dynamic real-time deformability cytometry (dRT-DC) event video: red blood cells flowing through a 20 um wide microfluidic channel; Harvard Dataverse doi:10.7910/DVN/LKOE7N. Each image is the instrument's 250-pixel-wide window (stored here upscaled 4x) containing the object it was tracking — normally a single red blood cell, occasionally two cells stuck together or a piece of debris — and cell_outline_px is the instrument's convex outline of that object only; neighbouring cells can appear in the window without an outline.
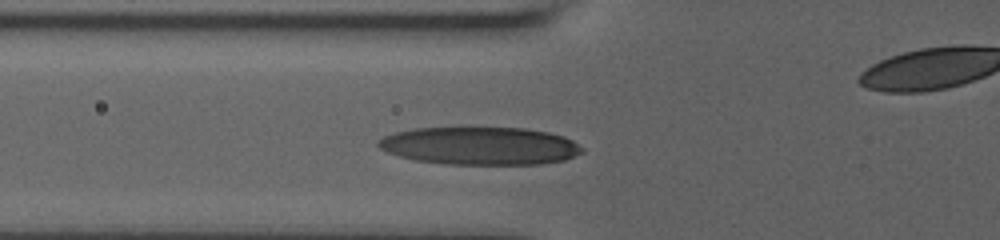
{"species": "human", "species_latin": "Homo sapiens", "temperature_condition": "room temperature", "stored_images_in_passage": 6, "segment_of_instrument_passage": [1, 2], "camera_frame_rate_fps": 3000, "um_per_image_px": 0.085, "donor": {"sex": "male"}, "frame": {"image": 1, "passage_image": 5, "time_ms": 2.667, "image_size_px": [1000, 240], "cell_outline_px": [[584, 152], [564, 160], [540, 164], [444, 164], [416, 160], [400, 156], [388, 152], [380, 148], [376, 144], [376, 140], [384, 136], [396, 132], [416, 128], [524, 128], [548, 132], [564, 136], [572, 140], [584, 148]], "centroid_in_image_um": [40.81, 12.4], "position_along_channel_um": 85.0, "area_um2": 44.91}}